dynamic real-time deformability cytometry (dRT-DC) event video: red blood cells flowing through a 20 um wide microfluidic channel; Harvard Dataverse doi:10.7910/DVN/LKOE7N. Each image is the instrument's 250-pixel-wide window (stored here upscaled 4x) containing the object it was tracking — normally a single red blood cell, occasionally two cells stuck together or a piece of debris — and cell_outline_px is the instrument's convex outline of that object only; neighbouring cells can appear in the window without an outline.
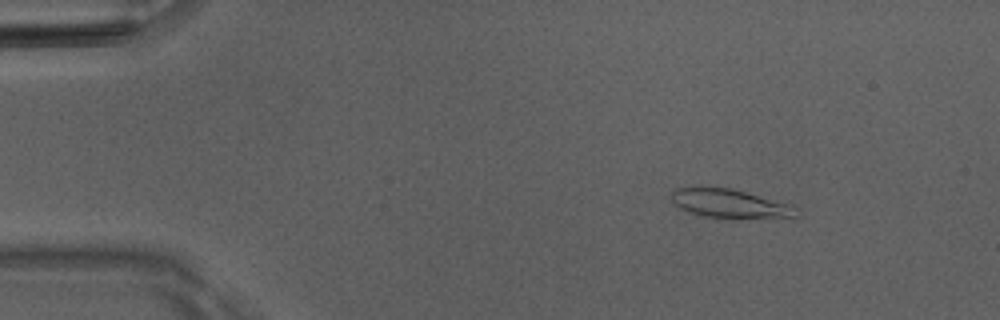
{"species": "Egyptian fruit bat (a non-hibernating species)", "species_latin": "Rousettus aegyptiacus", "temperature_condition": "room temperature", "stored_images_in_passage": 37, "camera_frame_rate_fps": 3000, "um_per_image_px": 0.085, "animal": {"sex": "male"}, "frame": {"image": 1, "passage_image": 6, "time_ms": 1.667, "image_size_px": [1000, 320], "cell_outline_px": [[800, 216], [796, 220], [732, 220], [704, 216], [688, 212], [680, 208], [668, 200], [668, 196], [676, 188], [692, 184], [700, 184], [732, 188], [792, 204], [796, 208]], "centroid_in_image_um": [62.1, 17.33], "position_along_channel_um": 22.9, "area_um2": 23.41}}
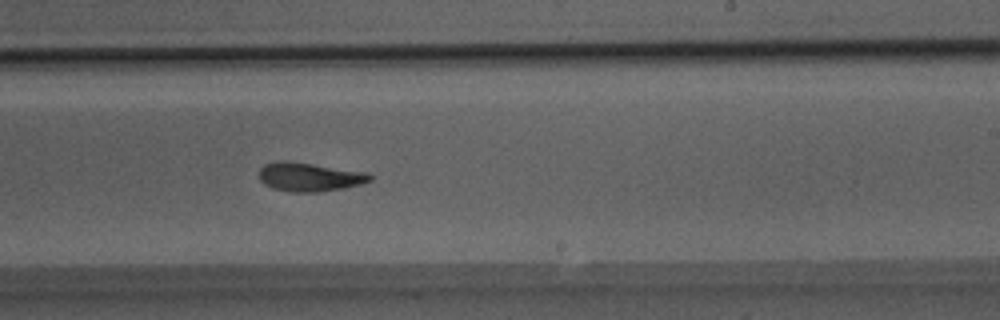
{"frame": {"image": 2, "passage_image": 30, "time_ms": 9.667, "image_size_px": [1000, 320], "cell_outline_px": [[372, 180], [360, 184], [344, 188], [316, 192], [292, 192], [272, 188], [264, 184], [260, 180], [260, 168], [264, 164], [280, 160], [288, 160], [368, 172], [372, 176]], "centroid_in_image_um": [26.3, 15.03], "position_along_channel_um": 262.7, "area_um2": 18.73}}
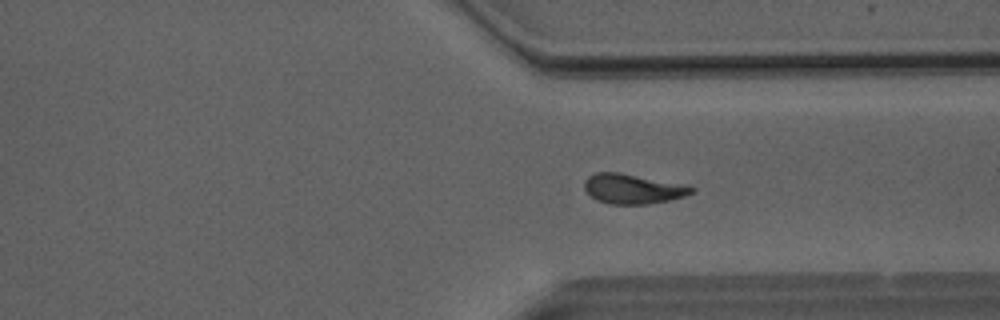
{"frame": {"image": 3, "passage_image": 37, "time_ms": 12.0, "image_size_px": [1000, 320], "cell_outline_px": [[696, 188], [692, 192], [684, 196], [668, 200], [648, 204], [608, 204], [596, 200], [584, 188], [584, 180], [588, 176], [596, 172], [620, 172], [688, 184]], "centroid_in_image_um": [53.8, 16.03], "position_along_channel_um": 357.6, "area_um2": 18.84}}